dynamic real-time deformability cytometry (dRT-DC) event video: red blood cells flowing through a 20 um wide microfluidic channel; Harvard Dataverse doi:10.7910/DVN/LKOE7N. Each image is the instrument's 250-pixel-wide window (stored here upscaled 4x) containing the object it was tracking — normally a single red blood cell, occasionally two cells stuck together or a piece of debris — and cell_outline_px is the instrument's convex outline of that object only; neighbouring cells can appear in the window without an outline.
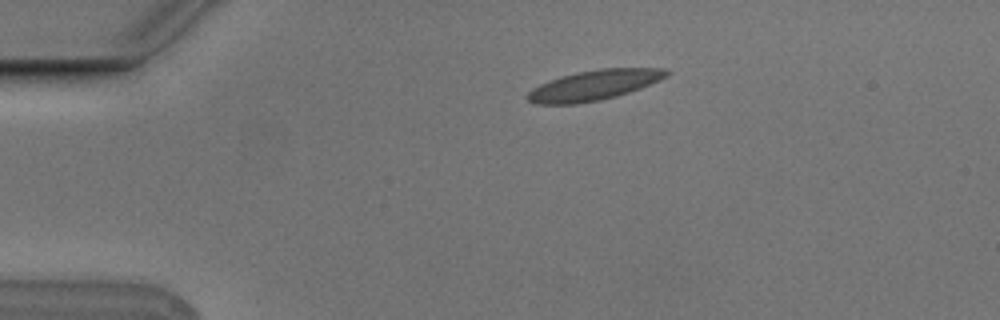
{"species": "Egyptian fruit bat (a non-hibernating species)", "species_latin": "Rousettus aegyptiacus", "temperature_condition": "cold", "stored_images_in_passage": 6, "camera_frame_rate_fps": 3000, "um_per_image_px": 0.085, "animal": {"sex": "male"}, "frame": {"image": 1, "passage_image": 1, "time_ms": 0.0, "image_size_px": [1000, 320], "cell_outline_px": [[672, 72], [668, 76], [660, 80], [640, 88], [616, 96], [600, 100], [576, 104], [536, 104], [528, 100], [524, 96], [532, 88], [548, 80], [560, 76], [576, 72], [600, 68], [664, 68]], "centroid_in_image_um": [50.48, 7.23], "position_along_channel_um": 34.5, "area_um2": 24.57}}
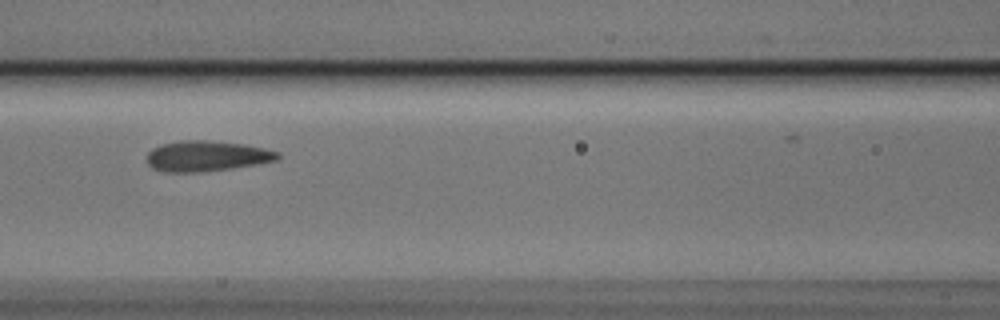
{"frame": {"image": 2, "passage_image": 4, "time_ms": 1.0, "image_size_px": [1000, 320], "cell_outline_px": [[280, 156], [276, 160], [256, 164], [232, 168], [200, 172], [164, 172], [152, 168], [148, 164], [148, 152], [152, 148], [160, 144], [180, 140], [204, 140], [244, 144], [264, 148], [280, 152]], "centroid_in_image_um": [17.54, 13.26], "position_along_channel_um": 149.1, "area_um2": 23.29}}
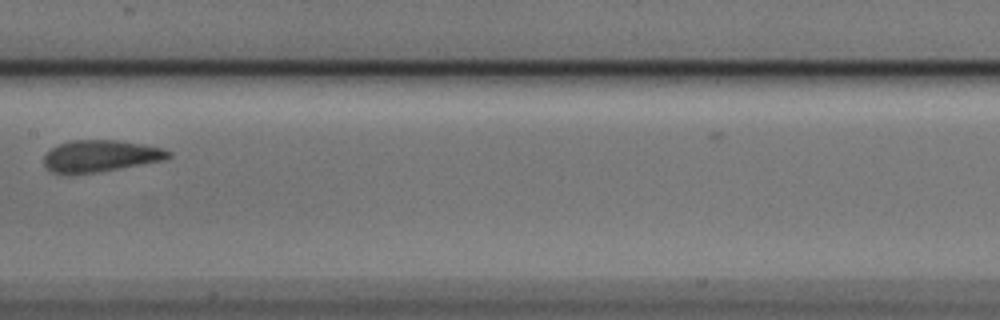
{"frame": {"image": 3, "passage_image": 5, "time_ms": 1.333, "image_size_px": [1000, 320], "cell_outline_px": [[172, 156], [164, 160], [96, 172], [68, 176], [52, 172], [44, 164], [44, 156], [52, 148], [68, 140], [116, 140], [164, 148], [172, 152]], "centroid_in_image_um": [8.52, 13.27], "position_along_channel_um": 198.9, "area_um2": 23.12}}